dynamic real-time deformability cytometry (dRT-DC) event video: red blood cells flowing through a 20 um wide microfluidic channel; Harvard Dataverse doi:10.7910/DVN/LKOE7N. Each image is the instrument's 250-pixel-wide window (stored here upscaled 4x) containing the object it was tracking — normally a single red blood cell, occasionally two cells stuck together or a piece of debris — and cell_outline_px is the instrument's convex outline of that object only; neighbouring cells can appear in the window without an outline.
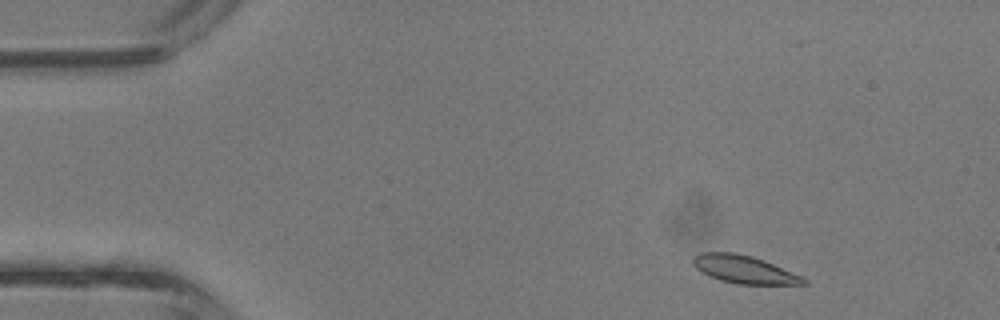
{"species": "common noctule bat (a hibernating species)", "species_latin": "Nyctalus noctula", "temperature_condition": "room temperature", "stored_images_in_passage": 40, "camera_frame_rate_fps": 3000, "um_per_image_px": 0.085, "animal": {"sex": "male", "body_mass_g": 13.3}, "frame": {"image": 1, "passage_image": 3, "time_ms": 0.667, "image_size_px": [1000, 320], "cell_outline_px": [[808, 284], [736, 284], [720, 280], [700, 272], [692, 264], [692, 256], [700, 252], [732, 252], [752, 256], [764, 260], [804, 276], [808, 280]], "centroid_in_image_um": [63.25, 22.9], "position_along_channel_um": 21.8, "area_um2": 18.21}}
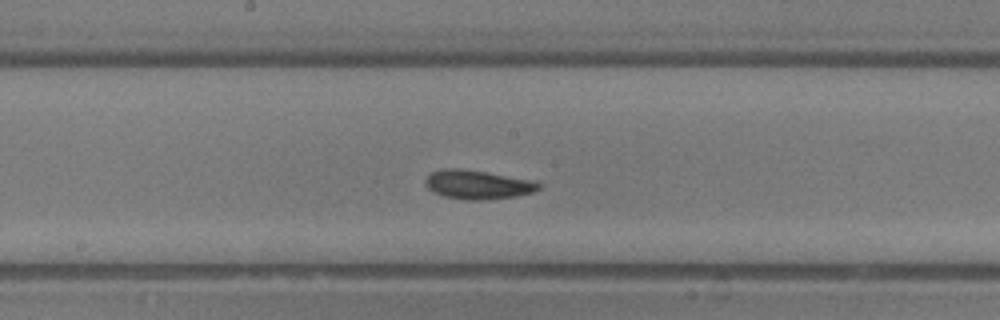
{"frame": {"image": 2, "passage_image": 20, "time_ms": 6.333, "image_size_px": [1000, 320], "cell_outline_px": [[540, 188], [532, 192], [516, 196], [480, 200], [464, 200], [444, 196], [432, 192], [424, 184], [424, 180], [432, 172], [444, 168], [456, 168], [484, 172], [528, 180], [540, 184]], "centroid_in_image_um": [40.52, 15.7], "position_along_channel_um": 207.7, "area_um2": 18.73}}
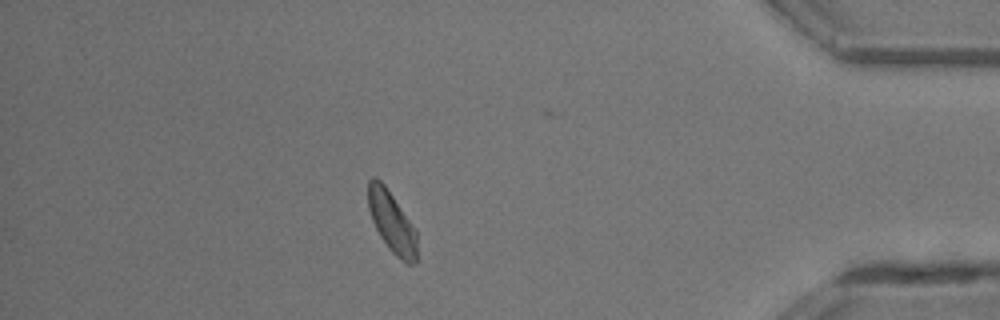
{"frame": {"image": 3, "passage_image": 35, "time_ms": 11.333, "image_size_px": [1000, 320], "cell_outline_px": [[416, 264], [408, 264], [396, 256], [388, 248], [380, 236], [372, 220], [368, 208], [368, 180], [372, 176], [376, 176], [384, 184], [416, 228]], "centroid_in_image_um": [33.3, 18.85], "position_along_channel_um": 401.9, "area_um2": 17.46}, "authors_computed_cell_mechanics": {"area_um2": 18.0914, "velocity_mm_per_s": 4.787, "shape_relaxation_time_tau1_ms": 2.3093, "shape_relaxation_time_tau2_ms": 4.332, "deformation_change_tau1": 0.0932, "deformation_change_tau2": 0.0951}}